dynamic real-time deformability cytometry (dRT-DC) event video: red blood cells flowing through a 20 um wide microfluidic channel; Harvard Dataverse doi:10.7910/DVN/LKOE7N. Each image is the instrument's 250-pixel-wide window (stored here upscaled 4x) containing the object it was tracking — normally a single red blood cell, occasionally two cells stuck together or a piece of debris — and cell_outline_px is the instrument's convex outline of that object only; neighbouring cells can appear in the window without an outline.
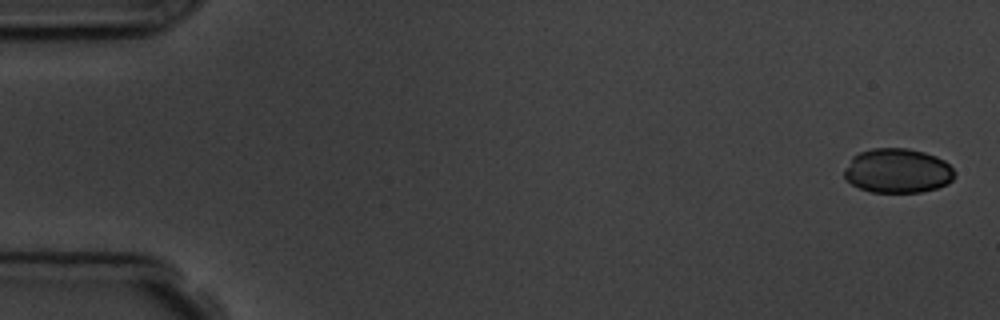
{"species": "common noctule bat (a hibernating species)", "species_latin": "Nyctalus noctula", "temperature_condition": "room temperature", "stored_images_in_passage": 5, "camera_frame_rate_fps": 3000, "um_per_image_px": 0.085, "animal": {"sex": "male", "body_mass_g": 19.5, "forearm_length_mm": 54.6}, "frame": {"image": 1, "passage_image": 1, "time_ms": 0.0, "image_size_px": [1000, 320], "cell_outline_px": [[956, 176], [948, 184], [936, 188], [920, 192], [872, 192], [860, 188], [852, 184], [844, 176], [844, 172], [852, 156], [860, 152], [872, 148], [908, 148], [924, 152], [936, 156], [944, 160], [956, 172]], "centroid_in_image_um": [76.32, 14.51], "position_along_channel_um": 8.7, "area_um2": 28.61}}